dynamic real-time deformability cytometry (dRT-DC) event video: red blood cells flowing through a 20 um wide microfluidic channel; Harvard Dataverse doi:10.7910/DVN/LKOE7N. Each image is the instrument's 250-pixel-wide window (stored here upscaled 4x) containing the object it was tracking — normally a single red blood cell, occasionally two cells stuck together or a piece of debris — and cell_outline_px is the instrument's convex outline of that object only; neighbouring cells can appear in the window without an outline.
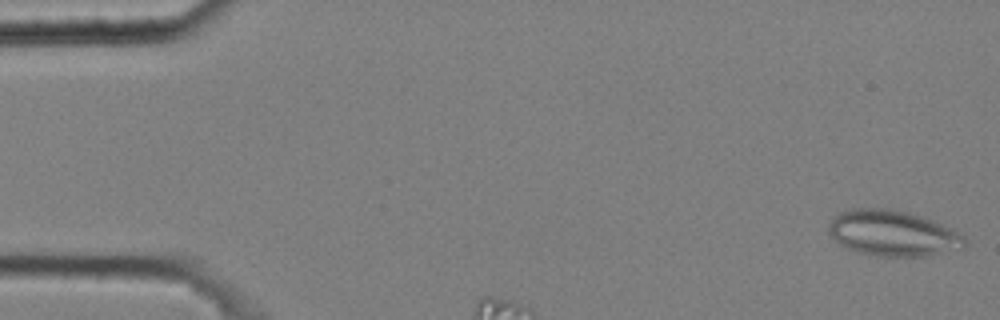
{"species": "common noctule bat (a hibernating species)", "species_latin": "Nyctalus noctula", "temperature_condition": "cold", "stored_images_in_passage": 36, "camera_frame_rate_fps": 3000, "um_per_image_px": 0.085, "animal": {"sex": "male", "body_mass_g": 20.4}, "frame": {"image": 1, "passage_image": 1, "time_ms": 0.0, "image_size_px": [1000, 320], "cell_outline_px": [[968, 244], [964, 248], [924, 256], [880, 256], [860, 252], [848, 248], [840, 244], [828, 232], [828, 224], [832, 216], [840, 212], [852, 208], [888, 208], [908, 212], [932, 220], [964, 236]], "centroid_in_image_um": [75.86, 19.81], "position_along_channel_um": 9.1, "area_um2": 36.07}}